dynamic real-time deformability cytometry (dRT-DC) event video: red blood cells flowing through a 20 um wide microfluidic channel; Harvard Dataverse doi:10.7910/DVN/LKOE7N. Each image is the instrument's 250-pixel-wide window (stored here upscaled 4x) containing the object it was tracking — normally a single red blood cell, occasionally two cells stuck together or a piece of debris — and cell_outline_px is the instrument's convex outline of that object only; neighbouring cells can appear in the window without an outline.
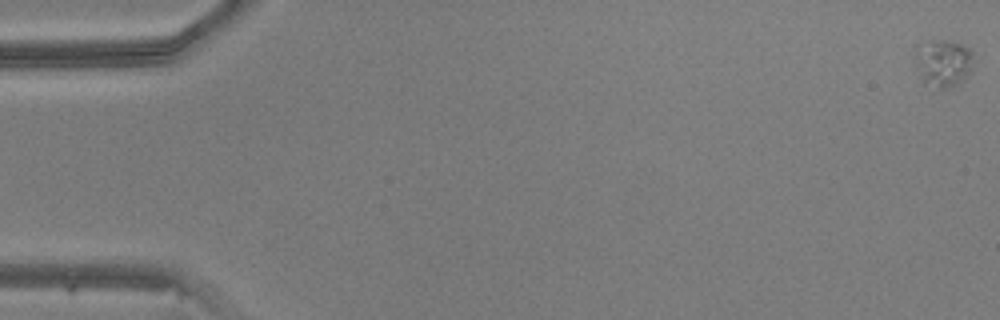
{"species": "common noctule bat (a hibernating species)", "species_latin": "Nyctalus noctula", "temperature_condition": "warm", "stored_images_in_passage": 51, "camera_frame_rate_fps": 3000, "um_per_image_px": 0.085, "animal": {"sex": "male", "body_mass_g": 20.5, "forearm_length_mm": 52.5}, "frame": {"image": 1, "passage_image": 1, "time_ms": 0.0, "image_size_px": [1000, 320], "cell_outline_px": [[972, 72], [956, 84], [948, 88], [940, 88], [924, 84], [916, 68], [916, 44], [928, 40], [944, 40], [960, 44], [968, 48], [972, 52]], "centroid_in_image_um": [80.14, 5.34], "position_along_channel_um": 4.9, "area_um2": 16.18}}
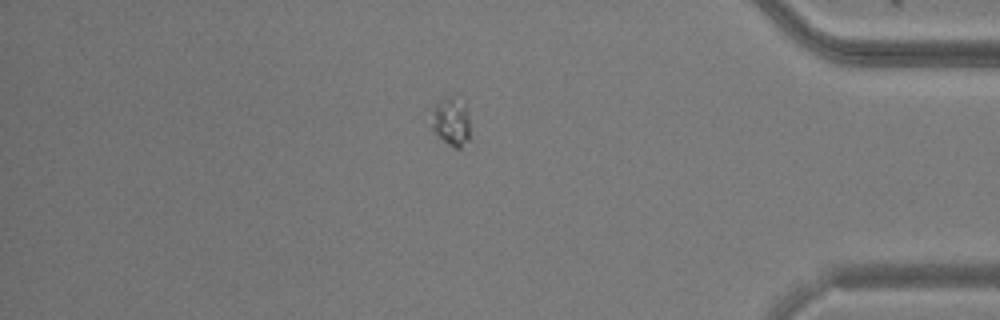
{"frame": {"image": 2, "passage_image": 44, "time_ms": 14.333, "image_size_px": [1000, 320], "cell_outline_px": [[468, 140], [460, 148], [456, 148], [448, 144], [432, 128], [432, 108], [444, 96], [448, 96], [464, 108], [468, 116]], "centroid_in_image_um": [38.3, 10.37], "position_along_channel_um": 396.9, "area_um2": 10.12}}
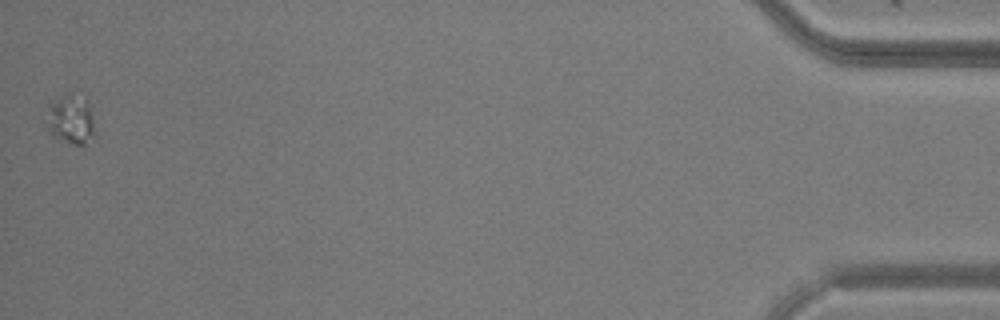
{"frame": {"image": 3, "passage_image": 51, "time_ms": 16.667, "image_size_px": [1000, 320], "cell_outline_px": [[96, 136], [84, 144], [72, 144], [52, 136], [48, 132], [48, 124], [52, 104], [64, 92], [68, 92], [84, 100], [88, 104], [92, 116], [96, 132]], "centroid_in_image_um": [6.07, 10.2], "position_along_channel_um": 429.1, "area_um2": 13.47}}